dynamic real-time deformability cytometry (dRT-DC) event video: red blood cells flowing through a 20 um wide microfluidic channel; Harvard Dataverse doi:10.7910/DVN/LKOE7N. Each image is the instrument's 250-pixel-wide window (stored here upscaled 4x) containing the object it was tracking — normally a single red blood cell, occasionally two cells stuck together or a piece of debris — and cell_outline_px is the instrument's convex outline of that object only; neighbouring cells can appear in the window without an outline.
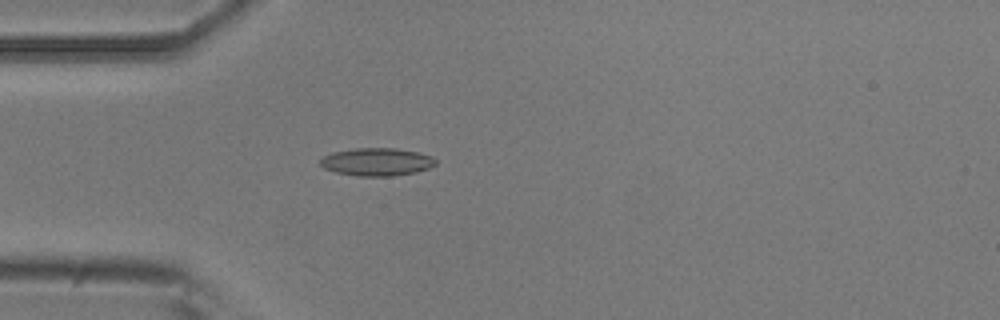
{"species": "common noctule bat (a hibernating species)", "species_latin": "Nyctalus noctula", "temperature_condition": "room temperature", "stored_images_in_passage": 1, "camera_frame_rate_fps": 3000, "um_per_image_px": 0.085, "animal": {"sex": "male", "body_mass_g": 20.5, "forearm_length_mm": 52.5}, "frame": {"image": 1, "passage_image": 1, "time_ms": 0.0, "image_size_px": [1000, 320], "cell_outline_px": [[436, 164], [428, 168], [416, 172], [392, 176], [356, 176], [336, 172], [324, 168], [320, 164], [320, 160], [324, 156], [332, 152], [356, 148], [396, 148], [416, 152], [432, 156], [436, 160]], "centroid_in_image_um": [32.02, 13.76], "position_along_channel_um": 53.0, "area_um2": 18.67}}